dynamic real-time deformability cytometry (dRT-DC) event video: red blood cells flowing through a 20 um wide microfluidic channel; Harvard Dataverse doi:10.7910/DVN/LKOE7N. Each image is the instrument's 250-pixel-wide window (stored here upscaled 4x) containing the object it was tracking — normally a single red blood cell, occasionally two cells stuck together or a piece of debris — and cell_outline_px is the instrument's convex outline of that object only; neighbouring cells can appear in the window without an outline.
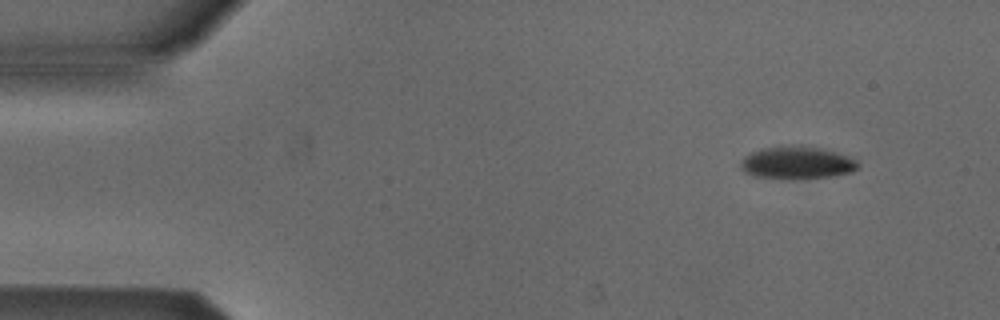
{"species": "Egyptian fruit bat (a non-hibernating species)", "species_latin": "Rousettus aegyptiacus", "temperature_condition": "cold", "stored_images_in_passage": 4, "camera_frame_rate_fps": 3000, "um_per_image_px": 0.085, "animal": {"sex": "male"}, "frame": {"image": 1, "passage_image": 2, "time_ms": 0.333, "image_size_px": [1000, 320], "cell_outline_px": [[860, 168], [852, 172], [832, 176], [752, 176], [744, 172], [740, 168], [740, 160], [744, 156], [760, 148], [800, 144], [820, 148], [836, 152], [848, 156], [856, 160], [860, 164]], "centroid_in_image_um": [67.75, 13.77], "position_along_channel_um": 17.3, "area_um2": 21.73}}
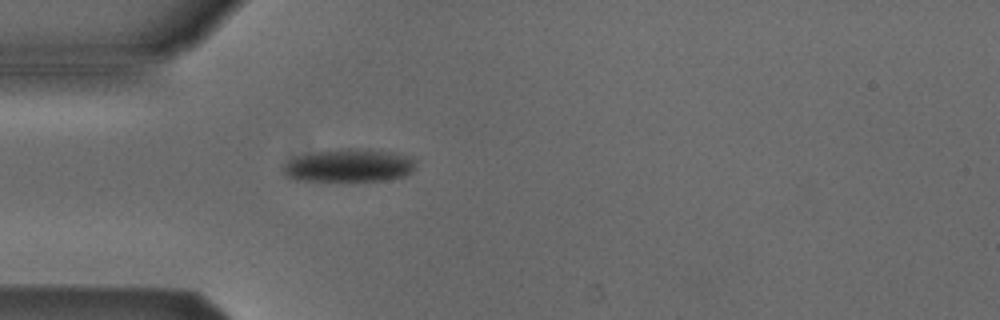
{"frame": {"image": 2, "passage_image": 4, "time_ms": 1.0, "image_size_px": [1000, 320], "cell_outline_px": [[416, 160], [412, 172], [404, 176], [384, 180], [296, 180], [288, 176], [284, 172], [284, 164], [288, 160], [296, 156], [316, 152], [348, 148], [352, 148], [388, 152], [408, 156]], "centroid_in_image_um": [29.67, 14.07], "position_along_channel_um": 55.3, "area_um2": 24.91}}